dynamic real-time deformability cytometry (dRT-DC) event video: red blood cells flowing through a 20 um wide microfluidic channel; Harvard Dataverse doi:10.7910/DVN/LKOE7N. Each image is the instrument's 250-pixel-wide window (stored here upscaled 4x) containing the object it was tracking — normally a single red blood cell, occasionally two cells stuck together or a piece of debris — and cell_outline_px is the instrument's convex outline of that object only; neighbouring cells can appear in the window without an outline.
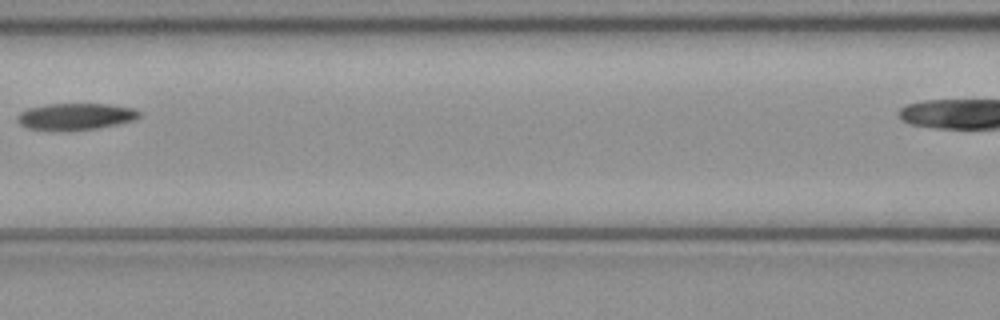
{"species": "common noctule bat (a hibernating species)", "species_latin": "Nyctalus noctula", "temperature_condition": "cold", "stored_images_in_passage": 5, "segment_of_instrument_passage": [1, 2], "camera_frame_rate_fps": 3000, "um_per_image_px": 0.085, "animal": {"sex": "female", "body_mass_g": 21.9}, "frame": {"image": 1, "passage_image": 4, "time_ms": 1.0, "image_size_px": [1000, 320], "cell_outline_px": [[140, 116], [136, 120], [96, 128], [68, 132], [64, 132], [28, 128], [20, 124], [16, 120], [16, 116], [20, 112], [28, 108], [48, 104], [108, 104], [132, 108], [140, 112]], "centroid_in_image_um": [6.39, 9.92], "position_along_channel_um": 160.2, "area_um2": 19.19}}